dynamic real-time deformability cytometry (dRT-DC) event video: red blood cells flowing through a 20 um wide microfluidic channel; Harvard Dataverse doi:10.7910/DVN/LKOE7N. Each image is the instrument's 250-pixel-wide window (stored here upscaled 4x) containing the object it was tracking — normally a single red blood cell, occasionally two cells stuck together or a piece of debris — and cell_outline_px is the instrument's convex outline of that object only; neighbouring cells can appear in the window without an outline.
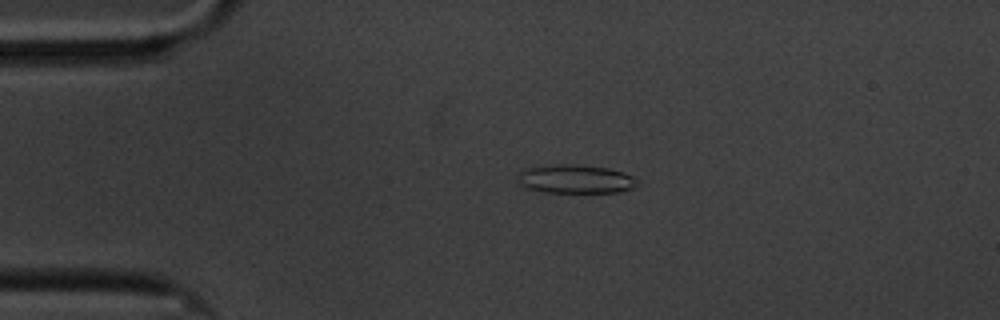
{"species": "common noctule bat (a hibernating species)", "species_latin": "Nyctalus noctula", "temperature_condition": "cold", "stored_images_in_passage": 48, "camera_frame_rate_fps": 3000, "um_per_image_px": 0.085, "animal": {"sex": "male", "body_mass_g": 20.1, "forearm_length_mm": 53.5}, "frame": {"image": 1, "passage_image": 1, "time_ms": 0.0, "image_size_px": [1000, 320], "cell_outline_px": [[640, 184], [636, 188], [620, 192], [544, 192], [524, 188], [520, 184], [520, 172], [524, 168], [552, 164], [576, 164], [608, 168], [624, 172], [632, 176]], "centroid_in_image_um": [48.95, 15.22], "position_along_channel_um": 36.0, "area_um2": 20.17}}
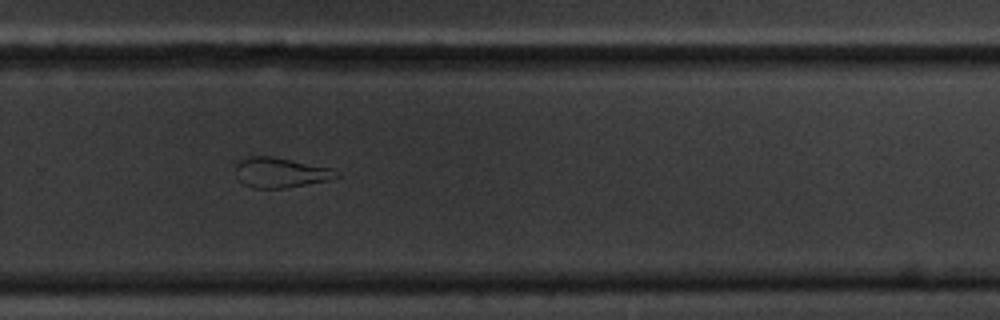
{"frame": {"image": 2, "passage_image": 28, "time_ms": 9.0, "image_size_px": [1000, 320], "cell_outline_px": [[340, 176], [328, 180], [288, 188], [252, 188], [244, 184], [236, 176], [236, 164], [240, 160], [248, 156], [268, 156], [332, 168], [340, 172]], "centroid_in_image_um": [23.84, 14.68], "position_along_channel_um": 306.0, "area_um2": 17.57}}
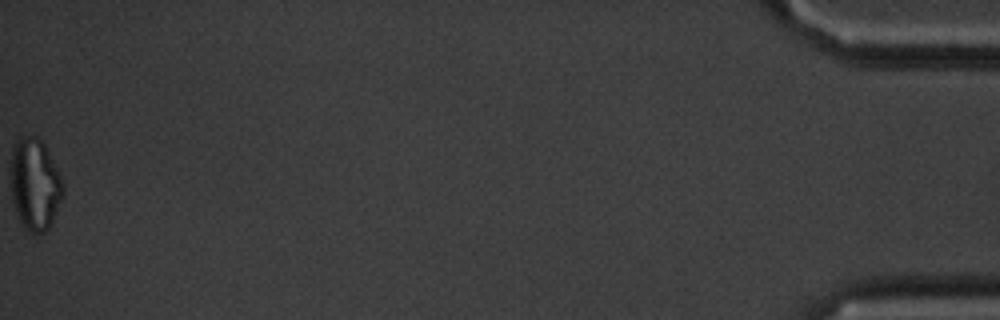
{"frame": {"image": 3, "passage_image": 48, "time_ms": 15.667, "image_size_px": [1000, 320], "cell_outline_px": [[64, 196], [48, 228], [44, 232], [28, 232], [24, 228], [12, 204], [12, 144], [20, 136], [36, 136], [44, 144], [64, 184]], "centroid_in_image_um": [2.97, 15.66], "position_along_channel_um": 432.2, "area_um2": 27.74}, "authors_computed_cell_mechanics": {"area_um2": 19.8832, "velocity_mm_per_s": 3.3796, "shape_relaxation_time_tau1_ms": null, "shape_relaxation_time_tau2_ms": 3.8347, "deformation_change_tau1": null, "deformation_change_tau2": 0.1151}}